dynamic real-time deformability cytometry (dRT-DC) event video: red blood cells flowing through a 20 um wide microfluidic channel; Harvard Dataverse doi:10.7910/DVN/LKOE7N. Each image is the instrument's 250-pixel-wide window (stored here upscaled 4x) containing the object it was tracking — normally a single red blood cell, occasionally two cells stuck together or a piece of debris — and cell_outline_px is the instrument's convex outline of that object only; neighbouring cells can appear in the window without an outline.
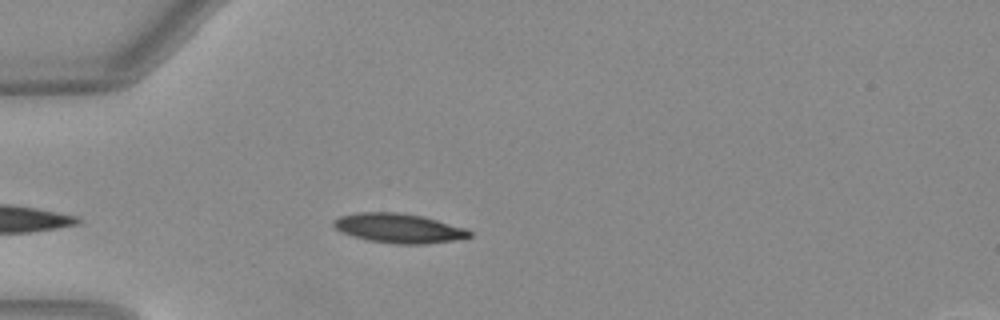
{"species": "Egyptian fruit bat (a non-hibernating species)", "species_latin": "Rousettus aegyptiacus", "temperature_condition": "warm", "stored_images_in_passage": 28, "camera_frame_rate_fps": 3000, "um_per_image_px": 0.085, "animal": {"sex": "female"}, "frame": {"image": 1, "passage_image": 2, "time_ms": 0.333, "image_size_px": [1000, 320], "cell_outline_px": [[472, 236], [456, 240], [428, 244], [396, 244], [368, 240], [352, 236], [340, 232], [332, 224], [332, 220], [340, 216], [360, 212], [396, 212], [420, 216], [436, 220], [464, 228], [472, 232]], "centroid_in_image_um": [33.86, 19.41], "position_along_channel_um": 51.1, "area_um2": 23.24}}
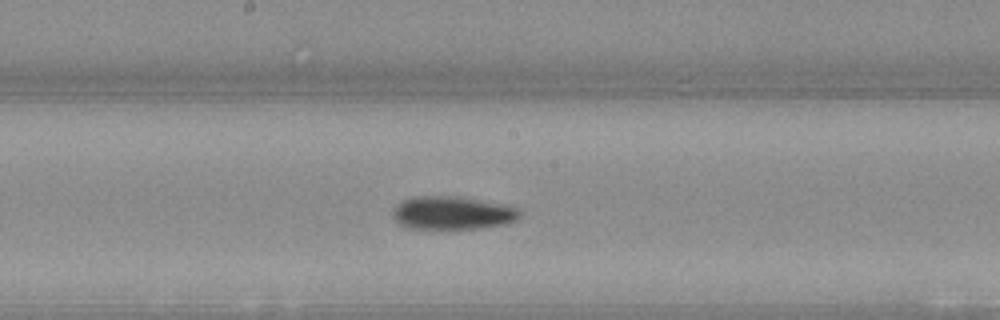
{"frame": {"image": 2, "passage_image": 15, "time_ms": 4.667, "image_size_px": [1000, 320], "cell_outline_px": [[520, 216], [516, 220], [504, 224], [480, 228], [408, 228], [400, 224], [396, 220], [392, 212], [396, 204], [404, 200], [416, 196], [452, 196], [516, 208], [520, 212]], "centroid_in_image_um": [38.38, 18.11], "position_along_channel_um": 209.8, "area_um2": 23.76}}
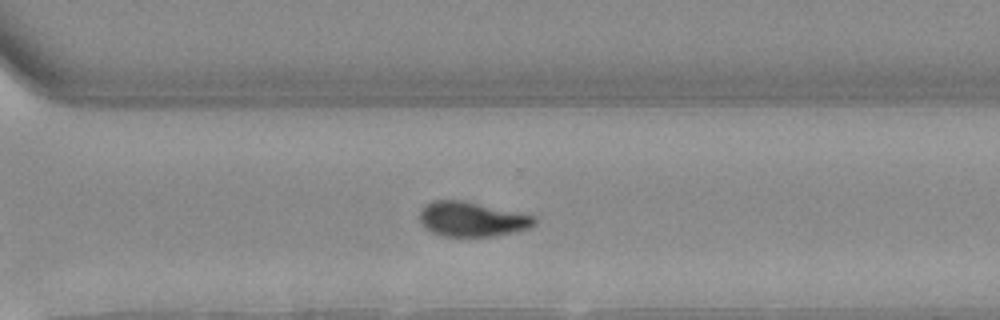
{"frame": {"image": 3, "passage_image": 24, "time_ms": 7.667, "image_size_px": [1000, 320], "cell_outline_px": [[536, 224], [528, 228], [516, 232], [492, 236], [444, 236], [432, 232], [420, 220], [420, 212], [424, 204], [432, 200], [464, 200], [536, 216]], "centroid_in_image_um": [40.14, 18.61], "position_along_channel_um": 330.5, "area_um2": 23.18}, "authors_computed_cell_mechanics": {"area_um2": 23.8136, "velocity_mm_per_s": 4.0258, "shape_relaxation_time_tau1_ms": 4.1979, "shape_relaxation_time_tau2_ms": 2.8979, "deformation_change_tau1": 0.1687, "deformation_change_tau2": 0.0721}}